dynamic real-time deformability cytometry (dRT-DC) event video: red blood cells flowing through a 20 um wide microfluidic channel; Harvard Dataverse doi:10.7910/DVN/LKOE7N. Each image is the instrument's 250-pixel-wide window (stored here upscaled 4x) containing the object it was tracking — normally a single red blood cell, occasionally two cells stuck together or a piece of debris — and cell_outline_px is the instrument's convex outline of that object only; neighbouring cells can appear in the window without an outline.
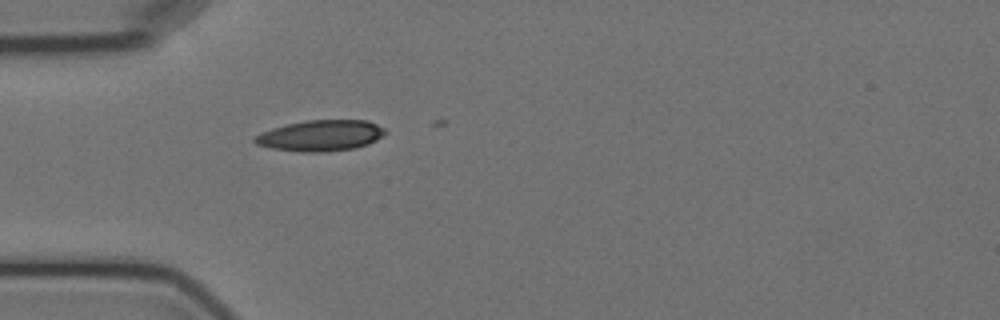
{"species": "Egyptian fruit bat (a non-hibernating species)", "species_latin": "Rousettus aegyptiacus", "temperature_condition": "cold", "stored_images_in_passage": 1, "camera_frame_rate_fps": 3000, "um_per_image_px": 0.085, "animal": {"sex": "female"}, "frame": {"image": 1, "passage_image": 1, "time_ms": 0.0, "image_size_px": [1000, 320], "cell_outline_px": [[388, 132], [376, 140], [368, 144], [356, 148], [320, 152], [300, 152], [272, 148], [256, 144], [252, 140], [256, 136], [272, 128], [288, 124], [308, 120], [364, 120], [376, 124], [384, 128]], "centroid_in_image_um": [27.28, 11.53], "position_along_channel_um": 57.7, "area_um2": 23.35}}